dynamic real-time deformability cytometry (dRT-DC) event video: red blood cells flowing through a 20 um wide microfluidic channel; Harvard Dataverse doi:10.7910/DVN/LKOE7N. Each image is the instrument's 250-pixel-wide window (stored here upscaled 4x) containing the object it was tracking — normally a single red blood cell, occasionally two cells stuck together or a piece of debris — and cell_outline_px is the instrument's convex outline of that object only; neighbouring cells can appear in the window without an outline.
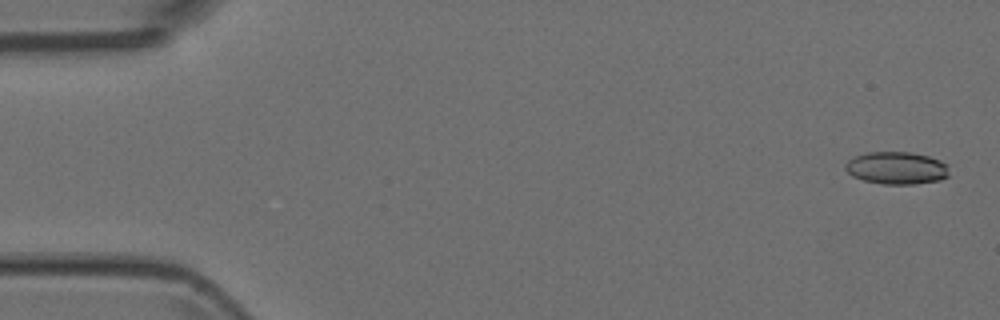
{"species": "Egyptian fruit bat (a non-hibernating species)", "species_latin": "Rousettus aegyptiacus", "temperature_condition": "room temperature", "stored_images_in_passage": 4, "camera_frame_rate_fps": 3000, "um_per_image_px": 0.085, "animal": {"sex": "female"}, "frame": {"image": 1, "passage_image": 1, "time_ms": 0.0, "image_size_px": [1000, 320], "cell_outline_px": [[948, 176], [940, 180], [912, 184], [884, 184], [864, 180], [852, 176], [844, 168], [844, 164], [848, 160], [856, 156], [868, 152], [912, 152], [928, 156], [940, 160], [948, 164]], "centroid_in_image_um": [76.21, 14.27], "position_along_channel_um": 8.8, "area_um2": 19.65}}